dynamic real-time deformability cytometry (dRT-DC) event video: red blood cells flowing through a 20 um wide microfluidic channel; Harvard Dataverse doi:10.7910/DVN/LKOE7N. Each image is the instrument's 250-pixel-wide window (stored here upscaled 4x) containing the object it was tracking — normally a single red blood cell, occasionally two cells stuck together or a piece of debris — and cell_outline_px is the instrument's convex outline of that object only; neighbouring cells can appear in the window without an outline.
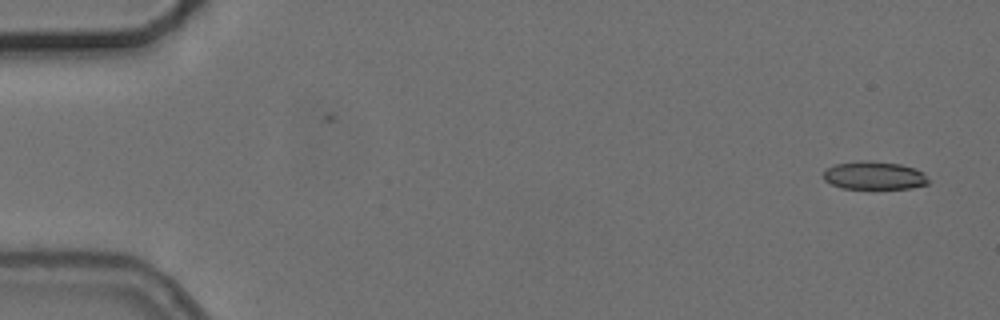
{"species": "common noctule bat (a hibernating species)", "species_latin": "Nyctalus noctula", "temperature_condition": "cold", "stored_images_in_passage": 5, "camera_frame_rate_fps": 3000, "um_per_image_px": 0.085, "animal": {"sex": "female", "body_mass_g": 24.6, "forearm_length_mm": 56.2}, "frame": {"image": 1, "passage_image": 1, "time_ms": 0.0, "image_size_px": [1000, 320], "cell_outline_px": [[928, 184], [912, 188], [840, 188], [824, 180], [824, 172], [828, 168], [836, 164], [860, 160], [872, 160], [900, 164], [924, 172], [928, 180]], "centroid_in_image_um": [74.31, 14.91], "position_along_channel_um": 10.7, "area_um2": 17.11}}
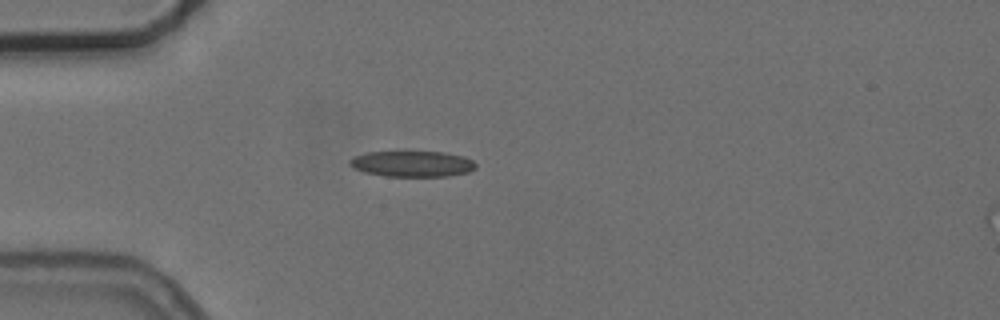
{"frame": {"image": 2, "passage_image": 4, "time_ms": 4.333, "image_size_px": [1000, 320], "cell_outline_px": [[476, 168], [468, 172], [448, 176], [384, 176], [364, 172], [352, 168], [348, 164], [348, 160], [352, 156], [368, 152], [404, 148], [444, 152], [464, 156], [472, 160], [476, 164]], "centroid_in_image_um": [34.97, 13.86], "position_along_channel_um": 50.0, "area_um2": 20.23}}